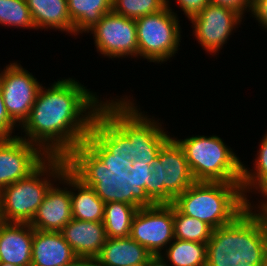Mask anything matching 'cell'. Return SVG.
I'll list each match as a JSON object with an SVG mask.
<instances>
[{
  "mask_svg": "<svg viewBox=\"0 0 267 266\" xmlns=\"http://www.w3.org/2000/svg\"><path fill=\"white\" fill-rule=\"evenodd\" d=\"M160 255L170 266H206L207 244L174 238Z\"/></svg>",
  "mask_w": 267,
  "mask_h": 266,
  "instance_id": "cell-24",
  "label": "cell"
},
{
  "mask_svg": "<svg viewBox=\"0 0 267 266\" xmlns=\"http://www.w3.org/2000/svg\"><path fill=\"white\" fill-rule=\"evenodd\" d=\"M0 25L36 30L25 0H0Z\"/></svg>",
  "mask_w": 267,
  "mask_h": 266,
  "instance_id": "cell-27",
  "label": "cell"
},
{
  "mask_svg": "<svg viewBox=\"0 0 267 266\" xmlns=\"http://www.w3.org/2000/svg\"><path fill=\"white\" fill-rule=\"evenodd\" d=\"M244 18L231 8L209 3L189 21L192 23L190 26L192 27V36L194 35L193 37L208 56L214 57L221 53L219 51L227 45L226 43L241 23H244L242 21Z\"/></svg>",
  "mask_w": 267,
  "mask_h": 266,
  "instance_id": "cell-11",
  "label": "cell"
},
{
  "mask_svg": "<svg viewBox=\"0 0 267 266\" xmlns=\"http://www.w3.org/2000/svg\"><path fill=\"white\" fill-rule=\"evenodd\" d=\"M64 266H99L98 261L94 257H75L71 262Z\"/></svg>",
  "mask_w": 267,
  "mask_h": 266,
  "instance_id": "cell-34",
  "label": "cell"
},
{
  "mask_svg": "<svg viewBox=\"0 0 267 266\" xmlns=\"http://www.w3.org/2000/svg\"><path fill=\"white\" fill-rule=\"evenodd\" d=\"M71 219L70 170L66 168L47 191L30 225L35 230L60 232Z\"/></svg>",
  "mask_w": 267,
  "mask_h": 266,
  "instance_id": "cell-15",
  "label": "cell"
},
{
  "mask_svg": "<svg viewBox=\"0 0 267 266\" xmlns=\"http://www.w3.org/2000/svg\"><path fill=\"white\" fill-rule=\"evenodd\" d=\"M130 96L105 97L101 111L126 135L127 155L140 163L151 165L172 134L164 127L163 120L161 122L160 118L142 111L135 97Z\"/></svg>",
  "mask_w": 267,
  "mask_h": 266,
  "instance_id": "cell-4",
  "label": "cell"
},
{
  "mask_svg": "<svg viewBox=\"0 0 267 266\" xmlns=\"http://www.w3.org/2000/svg\"><path fill=\"white\" fill-rule=\"evenodd\" d=\"M0 266H18V265H13V264H10V263L0 262Z\"/></svg>",
  "mask_w": 267,
  "mask_h": 266,
  "instance_id": "cell-37",
  "label": "cell"
},
{
  "mask_svg": "<svg viewBox=\"0 0 267 266\" xmlns=\"http://www.w3.org/2000/svg\"><path fill=\"white\" fill-rule=\"evenodd\" d=\"M75 257L61 232L34 229L31 266H64Z\"/></svg>",
  "mask_w": 267,
  "mask_h": 266,
  "instance_id": "cell-18",
  "label": "cell"
},
{
  "mask_svg": "<svg viewBox=\"0 0 267 266\" xmlns=\"http://www.w3.org/2000/svg\"><path fill=\"white\" fill-rule=\"evenodd\" d=\"M258 143L259 150H256L257 153L254 155L252 169L246 163L242 164L241 187L248 206H258L267 198V131ZM252 193L260 195L258 204L256 201L254 203L253 199L251 201Z\"/></svg>",
  "mask_w": 267,
  "mask_h": 266,
  "instance_id": "cell-21",
  "label": "cell"
},
{
  "mask_svg": "<svg viewBox=\"0 0 267 266\" xmlns=\"http://www.w3.org/2000/svg\"><path fill=\"white\" fill-rule=\"evenodd\" d=\"M130 237L152 255H160L175 238L173 203L139 208L131 224Z\"/></svg>",
  "mask_w": 267,
  "mask_h": 266,
  "instance_id": "cell-13",
  "label": "cell"
},
{
  "mask_svg": "<svg viewBox=\"0 0 267 266\" xmlns=\"http://www.w3.org/2000/svg\"><path fill=\"white\" fill-rule=\"evenodd\" d=\"M250 13V17L259 23L258 26L267 32V0H253Z\"/></svg>",
  "mask_w": 267,
  "mask_h": 266,
  "instance_id": "cell-32",
  "label": "cell"
},
{
  "mask_svg": "<svg viewBox=\"0 0 267 266\" xmlns=\"http://www.w3.org/2000/svg\"><path fill=\"white\" fill-rule=\"evenodd\" d=\"M263 266H267V251H266L265 258H264V263H263Z\"/></svg>",
  "mask_w": 267,
  "mask_h": 266,
  "instance_id": "cell-38",
  "label": "cell"
},
{
  "mask_svg": "<svg viewBox=\"0 0 267 266\" xmlns=\"http://www.w3.org/2000/svg\"><path fill=\"white\" fill-rule=\"evenodd\" d=\"M97 54L104 58H138L137 28L135 19L114 13L104 14L102 19L89 29ZM106 56V57H105Z\"/></svg>",
  "mask_w": 267,
  "mask_h": 266,
  "instance_id": "cell-10",
  "label": "cell"
},
{
  "mask_svg": "<svg viewBox=\"0 0 267 266\" xmlns=\"http://www.w3.org/2000/svg\"><path fill=\"white\" fill-rule=\"evenodd\" d=\"M153 255L129 237L107 238L99 255V266H137L146 264Z\"/></svg>",
  "mask_w": 267,
  "mask_h": 266,
  "instance_id": "cell-19",
  "label": "cell"
},
{
  "mask_svg": "<svg viewBox=\"0 0 267 266\" xmlns=\"http://www.w3.org/2000/svg\"><path fill=\"white\" fill-rule=\"evenodd\" d=\"M48 156L19 136L0 137V191L28 177Z\"/></svg>",
  "mask_w": 267,
  "mask_h": 266,
  "instance_id": "cell-14",
  "label": "cell"
},
{
  "mask_svg": "<svg viewBox=\"0 0 267 266\" xmlns=\"http://www.w3.org/2000/svg\"><path fill=\"white\" fill-rule=\"evenodd\" d=\"M167 6V0H112V11L116 14L138 19L155 14Z\"/></svg>",
  "mask_w": 267,
  "mask_h": 266,
  "instance_id": "cell-28",
  "label": "cell"
},
{
  "mask_svg": "<svg viewBox=\"0 0 267 266\" xmlns=\"http://www.w3.org/2000/svg\"><path fill=\"white\" fill-rule=\"evenodd\" d=\"M252 1L253 0H210V3L231 8L244 17L247 15L246 13L250 12Z\"/></svg>",
  "mask_w": 267,
  "mask_h": 266,
  "instance_id": "cell-33",
  "label": "cell"
},
{
  "mask_svg": "<svg viewBox=\"0 0 267 266\" xmlns=\"http://www.w3.org/2000/svg\"><path fill=\"white\" fill-rule=\"evenodd\" d=\"M17 128V129H16ZM20 127L10 118L3 102L2 91L0 88V137H15V131Z\"/></svg>",
  "mask_w": 267,
  "mask_h": 266,
  "instance_id": "cell-30",
  "label": "cell"
},
{
  "mask_svg": "<svg viewBox=\"0 0 267 266\" xmlns=\"http://www.w3.org/2000/svg\"><path fill=\"white\" fill-rule=\"evenodd\" d=\"M151 168L145 192L155 204H172L196 182L182 147L173 137L161 147Z\"/></svg>",
  "mask_w": 267,
  "mask_h": 266,
  "instance_id": "cell-9",
  "label": "cell"
},
{
  "mask_svg": "<svg viewBox=\"0 0 267 266\" xmlns=\"http://www.w3.org/2000/svg\"><path fill=\"white\" fill-rule=\"evenodd\" d=\"M267 218V198L257 206Z\"/></svg>",
  "mask_w": 267,
  "mask_h": 266,
  "instance_id": "cell-36",
  "label": "cell"
},
{
  "mask_svg": "<svg viewBox=\"0 0 267 266\" xmlns=\"http://www.w3.org/2000/svg\"><path fill=\"white\" fill-rule=\"evenodd\" d=\"M267 251V218L249 206L232 223L213 229L206 266H263Z\"/></svg>",
  "mask_w": 267,
  "mask_h": 266,
  "instance_id": "cell-3",
  "label": "cell"
},
{
  "mask_svg": "<svg viewBox=\"0 0 267 266\" xmlns=\"http://www.w3.org/2000/svg\"><path fill=\"white\" fill-rule=\"evenodd\" d=\"M35 29L64 32L74 37V25L68 13L67 0H25Z\"/></svg>",
  "mask_w": 267,
  "mask_h": 266,
  "instance_id": "cell-20",
  "label": "cell"
},
{
  "mask_svg": "<svg viewBox=\"0 0 267 266\" xmlns=\"http://www.w3.org/2000/svg\"><path fill=\"white\" fill-rule=\"evenodd\" d=\"M174 236L178 240L207 244L212 228L203 221L183 214L173 204Z\"/></svg>",
  "mask_w": 267,
  "mask_h": 266,
  "instance_id": "cell-26",
  "label": "cell"
},
{
  "mask_svg": "<svg viewBox=\"0 0 267 266\" xmlns=\"http://www.w3.org/2000/svg\"><path fill=\"white\" fill-rule=\"evenodd\" d=\"M170 1V2H169ZM172 1L155 14L141 16L136 19L138 59L154 64L171 61L178 54L182 28L177 11L171 7Z\"/></svg>",
  "mask_w": 267,
  "mask_h": 266,
  "instance_id": "cell-8",
  "label": "cell"
},
{
  "mask_svg": "<svg viewBox=\"0 0 267 266\" xmlns=\"http://www.w3.org/2000/svg\"><path fill=\"white\" fill-rule=\"evenodd\" d=\"M67 168L64 157H48L28 177L0 191L3 222L30 224L50 187Z\"/></svg>",
  "mask_w": 267,
  "mask_h": 266,
  "instance_id": "cell-6",
  "label": "cell"
},
{
  "mask_svg": "<svg viewBox=\"0 0 267 266\" xmlns=\"http://www.w3.org/2000/svg\"><path fill=\"white\" fill-rule=\"evenodd\" d=\"M177 3V7H180L179 11L183 12L185 18L188 21L198 13H200L209 3L210 0H174Z\"/></svg>",
  "mask_w": 267,
  "mask_h": 266,
  "instance_id": "cell-31",
  "label": "cell"
},
{
  "mask_svg": "<svg viewBox=\"0 0 267 266\" xmlns=\"http://www.w3.org/2000/svg\"><path fill=\"white\" fill-rule=\"evenodd\" d=\"M173 204L185 215L216 229L232 223L249 206L241 183L196 181Z\"/></svg>",
  "mask_w": 267,
  "mask_h": 266,
  "instance_id": "cell-5",
  "label": "cell"
},
{
  "mask_svg": "<svg viewBox=\"0 0 267 266\" xmlns=\"http://www.w3.org/2000/svg\"><path fill=\"white\" fill-rule=\"evenodd\" d=\"M76 256L96 258L107 240L103 222L72 218L60 231Z\"/></svg>",
  "mask_w": 267,
  "mask_h": 266,
  "instance_id": "cell-17",
  "label": "cell"
},
{
  "mask_svg": "<svg viewBox=\"0 0 267 266\" xmlns=\"http://www.w3.org/2000/svg\"><path fill=\"white\" fill-rule=\"evenodd\" d=\"M67 168L104 202L136 207V180L129 168L126 135L100 110L89 135L66 157Z\"/></svg>",
  "mask_w": 267,
  "mask_h": 266,
  "instance_id": "cell-2",
  "label": "cell"
},
{
  "mask_svg": "<svg viewBox=\"0 0 267 266\" xmlns=\"http://www.w3.org/2000/svg\"><path fill=\"white\" fill-rule=\"evenodd\" d=\"M56 80L47 88L41 85L17 135L21 133L19 137L37 145L48 157L65 158L89 135L105 99L73 76Z\"/></svg>",
  "mask_w": 267,
  "mask_h": 266,
  "instance_id": "cell-1",
  "label": "cell"
},
{
  "mask_svg": "<svg viewBox=\"0 0 267 266\" xmlns=\"http://www.w3.org/2000/svg\"><path fill=\"white\" fill-rule=\"evenodd\" d=\"M70 195L72 218L76 220L103 222L105 203L94 189L85 185L70 171Z\"/></svg>",
  "mask_w": 267,
  "mask_h": 266,
  "instance_id": "cell-22",
  "label": "cell"
},
{
  "mask_svg": "<svg viewBox=\"0 0 267 266\" xmlns=\"http://www.w3.org/2000/svg\"><path fill=\"white\" fill-rule=\"evenodd\" d=\"M18 62L10 61L0 69V88L10 118L21 127L28 119L43 83Z\"/></svg>",
  "mask_w": 267,
  "mask_h": 266,
  "instance_id": "cell-12",
  "label": "cell"
},
{
  "mask_svg": "<svg viewBox=\"0 0 267 266\" xmlns=\"http://www.w3.org/2000/svg\"><path fill=\"white\" fill-rule=\"evenodd\" d=\"M145 266H170L161 255H153Z\"/></svg>",
  "mask_w": 267,
  "mask_h": 266,
  "instance_id": "cell-35",
  "label": "cell"
},
{
  "mask_svg": "<svg viewBox=\"0 0 267 266\" xmlns=\"http://www.w3.org/2000/svg\"><path fill=\"white\" fill-rule=\"evenodd\" d=\"M172 136L182 147L195 181L241 183L244 162L221 137Z\"/></svg>",
  "mask_w": 267,
  "mask_h": 266,
  "instance_id": "cell-7",
  "label": "cell"
},
{
  "mask_svg": "<svg viewBox=\"0 0 267 266\" xmlns=\"http://www.w3.org/2000/svg\"><path fill=\"white\" fill-rule=\"evenodd\" d=\"M68 13L74 25V38L85 34L112 11V0H67Z\"/></svg>",
  "mask_w": 267,
  "mask_h": 266,
  "instance_id": "cell-23",
  "label": "cell"
},
{
  "mask_svg": "<svg viewBox=\"0 0 267 266\" xmlns=\"http://www.w3.org/2000/svg\"><path fill=\"white\" fill-rule=\"evenodd\" d=\"M34 228L27 223L0 222V262L31 266Z\"/></svg>",
  "mask_w": 267,
  "mask_h": 266,
  "instance_id": "cell-16",
  "label": "cell"
},
{
  "mask_svg": "<svg viewBox=\"0 0 267 266\" xmlns=\"http://www.w3.org/2000/svg\"><path fill=\"white\" fill-rule=\"evenodd\" d=\"M129 171L136 180V207L142 208L155 205L145 192V188L149 185V179L151 177V165L134 160Z\"/></svg>",
  "mask_w": 267,
  "mask_h": 266,
  "instance_id": "cell-29",
  "label": "cell"
},
{
  "mask_svg": "<svg viewBox=\"0 0 267 266\" xmlns=\"http://www.w3.org/2000/svg\"><path fill=\"white\" fill-rule=\"evenodd\" d=\"M138 209L123 202L105 203L103 224L107 238L129 237L131 224Z\"/></svg>",
  "mask_w": 267,
  "mask_h": 266,
  "instance_id": "cell-25",
  "label": "cell"
}]
</instances>
